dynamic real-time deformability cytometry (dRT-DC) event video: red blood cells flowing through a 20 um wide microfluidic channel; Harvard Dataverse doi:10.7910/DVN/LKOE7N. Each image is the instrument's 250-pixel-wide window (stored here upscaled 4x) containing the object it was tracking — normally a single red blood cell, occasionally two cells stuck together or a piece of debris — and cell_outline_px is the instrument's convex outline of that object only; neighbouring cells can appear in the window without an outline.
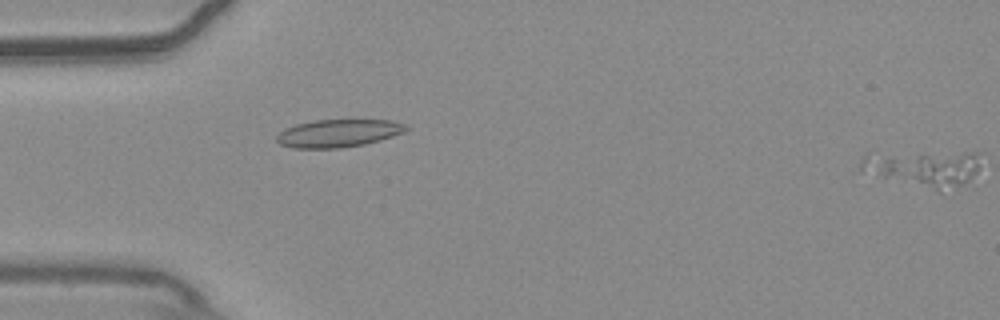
{"species": "common noctule bat (a hibernating species)", "species_latin": "Nyctalus noctula", "temperature_condition": "warm", "stored_images_in_passage": 4, "camera_frame_rate_fps": 3000, "um_per_image_px": 0.085, "animal": {"sex": "male", "body_mass_g": 20.4}, "frame": {"image": 1, "passage_image": 4, "time_ms": 1.0, "image_size_px": [1000, 320], "cell_outline_px": [[984, 164], [968, 180], [940, 192], [920, 180], [916, 176], [912, 160], [920, 156], [964, 152], [984, 152]], "centroid_in_image_um": [80.54, 14.34], "position_along_channel_um": 4.5, "area_um2": 14.33}}